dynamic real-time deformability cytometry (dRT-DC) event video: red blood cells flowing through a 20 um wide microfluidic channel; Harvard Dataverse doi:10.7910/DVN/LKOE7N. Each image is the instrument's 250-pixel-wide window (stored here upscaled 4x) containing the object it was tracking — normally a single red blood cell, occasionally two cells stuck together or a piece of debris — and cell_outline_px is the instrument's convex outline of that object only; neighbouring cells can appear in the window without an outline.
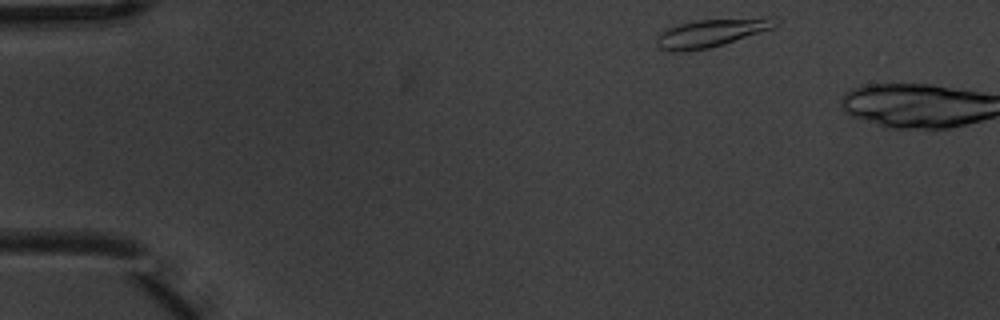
{"species": "common noctule bat (a hibernating species)", "species_latin": "Nyctalus noctula", "temperature_condition": "warm", "stored_images_in_passage": 2, "camera_frame_rate_fps": 3000, "um_per_image_px": 0.085, "animal": {"sex": "male", "body_mass_g": 20.1, "forearm_length_mm": 53.5}, "frame": {"image": 1, "passage_image": 1, "time_ms": 0.0, "image_size_px": [1000, 320], "cell_outline_px": [[780, 20], [772, 28], [724, 44], [708, 48], [680, 52], [668, 52], [660, 48], [656, 44], [656, 36], [660, 32], [668, 28], [680, 24], [696, 20], [764, 16], [772, 16]], "centroid_in_image_um": [60.47, 2.78], "position_along_channel_um": 24.5, "area_um2": 19.71}}